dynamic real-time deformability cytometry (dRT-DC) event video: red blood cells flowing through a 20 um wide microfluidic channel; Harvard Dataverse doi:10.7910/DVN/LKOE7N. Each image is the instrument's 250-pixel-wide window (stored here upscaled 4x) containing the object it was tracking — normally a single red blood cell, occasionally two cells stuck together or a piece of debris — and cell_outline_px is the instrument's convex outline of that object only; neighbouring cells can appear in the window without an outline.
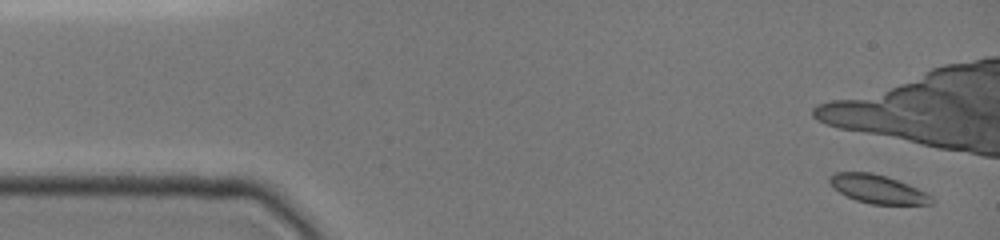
{"species": "common noctule bat (a hibernating species)", "species_latin": "Nyctalus noctula", "temperature_condition": "cold", "stored_images_in_passage": 7, "camera_frame_rate_fps": 3000, "um_per_image_px": 0.085, "animal": {"sex": "female", "body_mass_g": 19.0, "forearm_length_mm": 51.5}, "frame": {"image": 1, "passage_image": 1, "time_ms": 0.0, "image_size_px": [1000, 240], "cell_outline_px": [[932, 204], [872, 204], [856, 200], [832, 188], [828, 180], [828, 176], [836, 172], [872, 172], [908, 184], [932, 196]], "centroid_in_image_um": [74.55, 16.06], "position_along_channel_um": 10.4, "area_um2": 16.7}}